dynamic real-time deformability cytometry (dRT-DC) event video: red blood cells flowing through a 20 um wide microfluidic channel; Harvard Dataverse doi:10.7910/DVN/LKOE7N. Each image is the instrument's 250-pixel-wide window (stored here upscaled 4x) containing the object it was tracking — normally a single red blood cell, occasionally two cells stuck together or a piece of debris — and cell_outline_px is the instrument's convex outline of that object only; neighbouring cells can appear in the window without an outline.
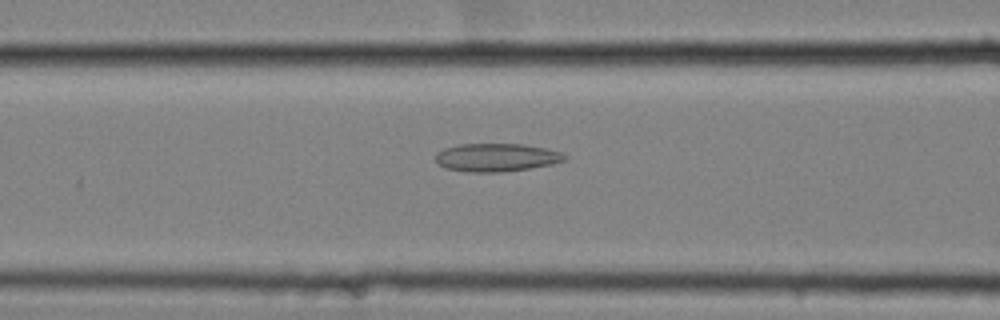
{"species": "common noctule bat (a hibernating species)", "species_latin": "Nyctalus noctula", "temperature_condition": "cold", "stored_images_in_passage": 49, "camera_frame_rate_fps": 3000, "um_per_image_px": 0.085, "animal": {"sex": "female", "body_mass_g": 25.1}, "frame": {"image": 1, "passage_image": 20, "time_ms": 6.333, "image_size_px": [1000, 320], "cell_outline_px": [[568, 156], [564, 160], [552, 164], [528, 168], [500, 172], [468, 172], [444, 168], [436, 160], [436, 152], [444, 148], [460, 144], [524, 144], [544, 148], [560, 152]], "centroid_in_image_um": [42.17, 13.38], "position_along_channel_um": 124.4, "area_um2": 21.04}}
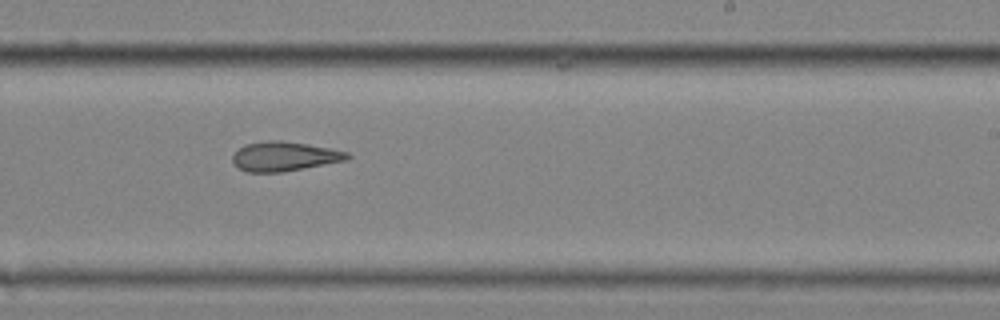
{"frame": {"image": 2, "passage_image": 32, "time_ms": 10.333, "image_size_px": [1000, 320], "cell_outline_px": [[352, 156], [348, 160], [284, 172], [248, 172], [240, 168], [232, 160], [232, 156], [244, 144], [264, 140], [280, 140], [308, 144], [348, 152]], "centroid_in_image_um": [24.19, 13.28], "position_along_channel_um": 264.8, "area_um2": 19.71}}
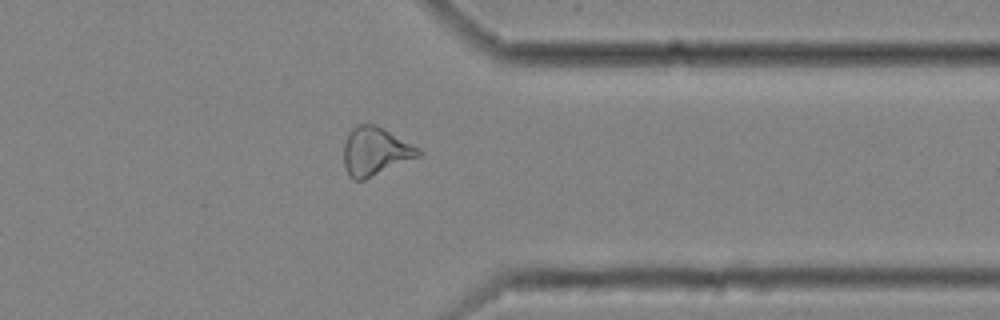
{"frame": {"image": 3, "passage_image": 42, "time_ms": 13.667, "image_size_px": [1000, 320], "cell_outline_px": [[424, 152], [420, 156], [364, 180], [352, 180], [348, 176], [344, 164], [344, 144], [348, 132], [356, 124], [372, 124], [384, 128], [420, 148]], "centroid_in_image_um": [31.9, 12.86], "position_along_channel_um": 379.5, "area_um2": 21.21}}